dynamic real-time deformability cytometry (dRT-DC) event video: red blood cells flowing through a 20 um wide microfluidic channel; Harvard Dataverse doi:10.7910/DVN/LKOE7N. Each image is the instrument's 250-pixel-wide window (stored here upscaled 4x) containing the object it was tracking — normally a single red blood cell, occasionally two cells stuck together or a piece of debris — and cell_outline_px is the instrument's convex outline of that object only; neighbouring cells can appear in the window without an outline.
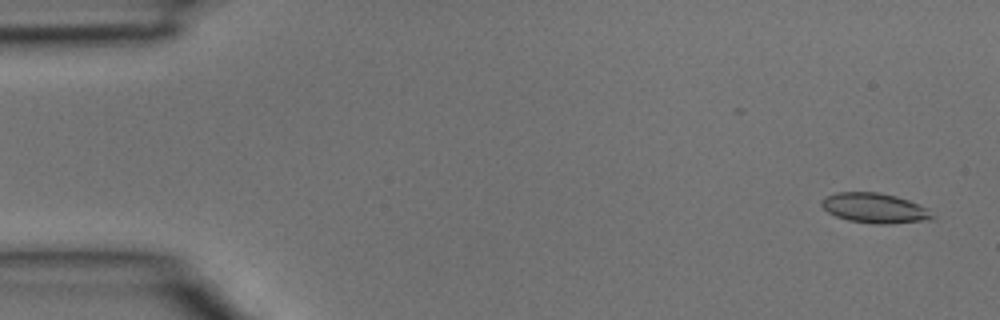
{"species": "common noctule bat (a hibernating species)", "species_latin": "Nyctalus noctula", "temperature_condition": "room temperature", "stored_images_in_passage": 39, "camera_frame_rate_fps": 3000, "um_per_image_px": 0.085, "animal": {"sex": "male", "body_mass_g": 15.6}, "frame": {"image": 1, "passage_image": 2, "time_ms": 0.333, "image_size_px": [1000, 320], "cell_outline_px": [[936, 216], [932, 220], [892, 224], [872, 224], [848, 220], [836, 216], [828, 212], [820, 204], [820, 200], [836, 192], [880, 192], [896, 196], [908, 200], [928, 208]], "centroid_in_image_um": [74.39, 17.7], "position_along_channel_um": 10.6, "area_um2": 19.59}}
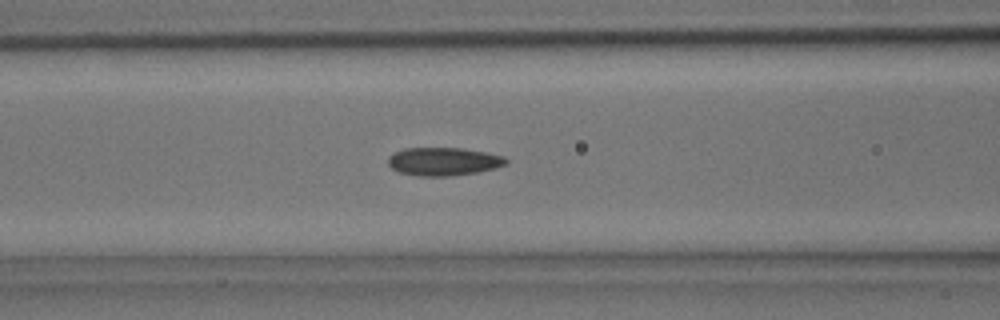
{"frame": {"image": 2, "passage_image": 16, "time_ms": 5.0, "image_size_px": [1000, 320], "cell_outline_px": [[508, 164], [496, 168], [476, 172], [448, 176], [420, 176], [400, 172], [392, 168], [388, 164], [388, 156], [404, 148], [464, 148], [504, 156], [508, 160]], "centroid_in_image_um": [37.72, 13.72], "position_along_channel_um": 128.9, "area_um2": 19.31}}
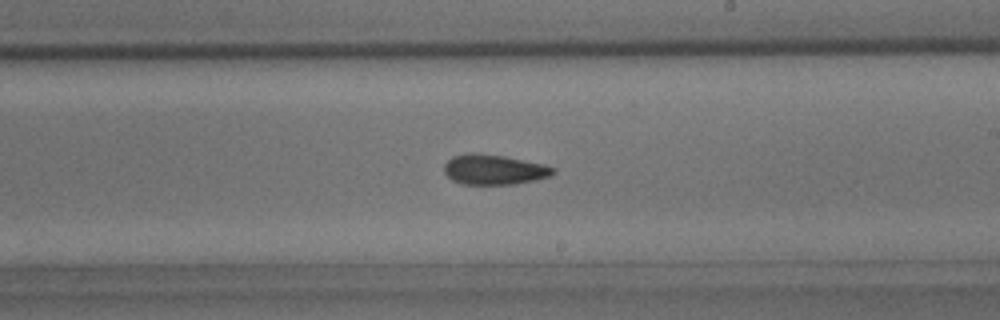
{"frame": {"image": 3, "passage_image": 23, "time_ms": 7.333, "image_size_px": [1000, 320], "cell_outline_px": [[556, 172], [552, 176], [536, 180], [516, 184], [460, 184], [452, 180], [444, 172], [444, 164], [452, 156], [468, 152], [480, 152], [504, 156], [544, 164], [556, 168]], "centroid_in_image_um": [42.0, 14.4], "position_along_channel_um": 247.0, "area_um2": 19.48}}